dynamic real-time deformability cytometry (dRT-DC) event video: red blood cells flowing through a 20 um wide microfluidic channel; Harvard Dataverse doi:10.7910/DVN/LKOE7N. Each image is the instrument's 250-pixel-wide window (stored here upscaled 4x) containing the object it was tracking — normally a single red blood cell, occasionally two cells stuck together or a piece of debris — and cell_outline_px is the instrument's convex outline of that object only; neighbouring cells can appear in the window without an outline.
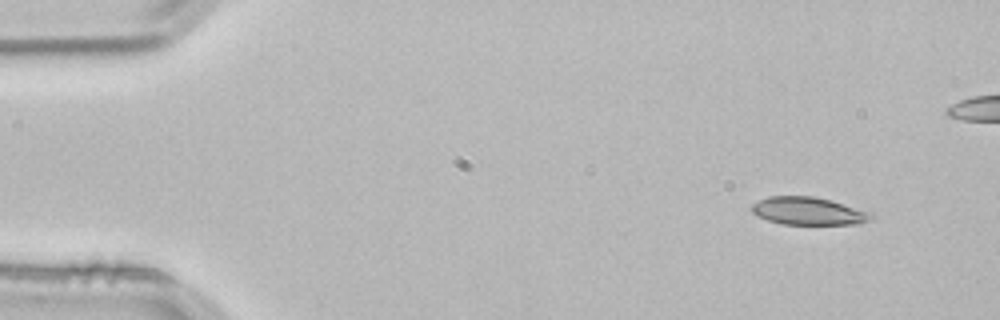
{"species": "common noctule bat (a hibernating species)", "species_latin": "Nyctalus noctula", "temperature_condition": "room temperature", "stored_images_in_passage": 50, "camera_frame_rate_fps": 3000, "um_per_image_px": 0.085, "animal": {"sex": "male", "body_mass_g": 21.5, "forearm_length_mm": 52.0}, "frame": {"image": 1, "passage_image": 1, "time_ms": 0.0, "image_size_px": [1000, 320], "cell_outline_px": [[876, 216], [872, 220], [860, 224], [780, 224], [756, 216], [752, 212], [752, 204], [768, 196], [812, 196], [832, 200], [872, 212]], "centroid_in_image_um": [68.77, 17.94], "position_along_channel_um": 16.2, "area_um2": 19.59}}
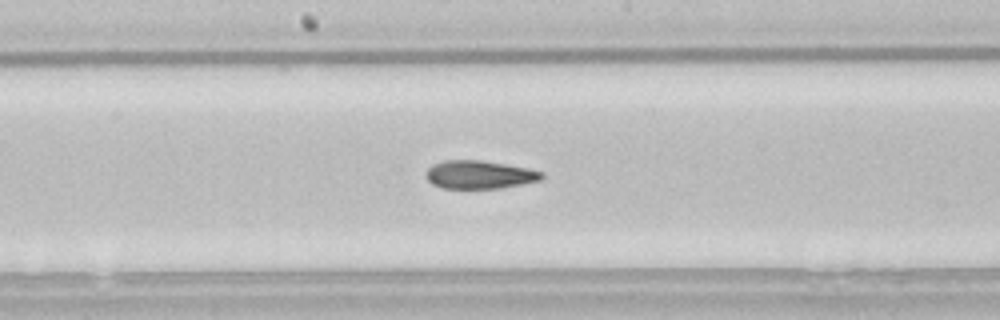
{"frame": {"image": 2, "passage_image": 24, "time_ms": 7.667, "image_size_px": [1000, 320], "cell_outline_px": [[544, 176], [540, 180], [500, 188], [440, 188], [432, 184], [428, 180], [428, 168], [432, 164], [444, 160], [480, 160], [528, 168], [544, 172]], "centroid_in_image_um": [40.75, 14.84], "position_along_channel_um": 207.4, "area_um2": 18.84}}
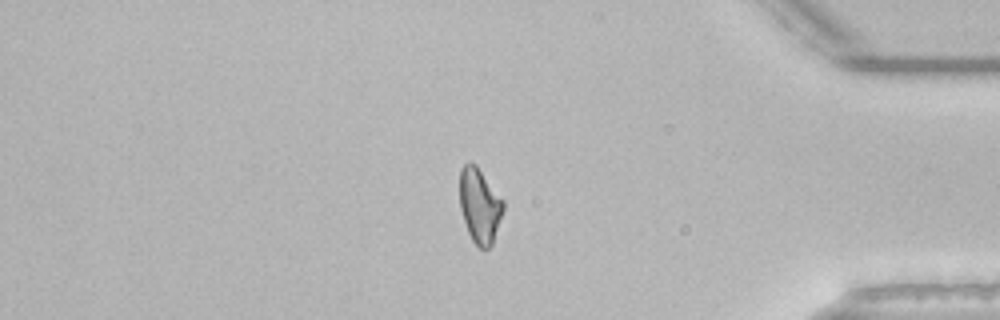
{"frame": {"image": 3, "passage_image": 41, "time_ms": 13.333, "image_size_px": [1000, 320], "cell_outline_px": [[504, 208], [492, 244], [488, 248], [480, 248], [472, 240], [468, 232], [460, 208], [460, 168], [468, 160], [472, 160], [476, 164], [504, 200]], "centroid_in_image_um": [40.77, 17.42], "position_along_channel_um": 394.4, "area_um2": 19.07}, "authors_computed_cell_mechanics": {"area_um2": 19.5653, "velocity_mm_per_s": 3.8335, "shape_relaxation_time_tau1_ms": null, "shape_relaxation_time_tau2_ms": 3.6471, "deformation_change_tau1": null, "deformation_change_tau2": 0.1086}}